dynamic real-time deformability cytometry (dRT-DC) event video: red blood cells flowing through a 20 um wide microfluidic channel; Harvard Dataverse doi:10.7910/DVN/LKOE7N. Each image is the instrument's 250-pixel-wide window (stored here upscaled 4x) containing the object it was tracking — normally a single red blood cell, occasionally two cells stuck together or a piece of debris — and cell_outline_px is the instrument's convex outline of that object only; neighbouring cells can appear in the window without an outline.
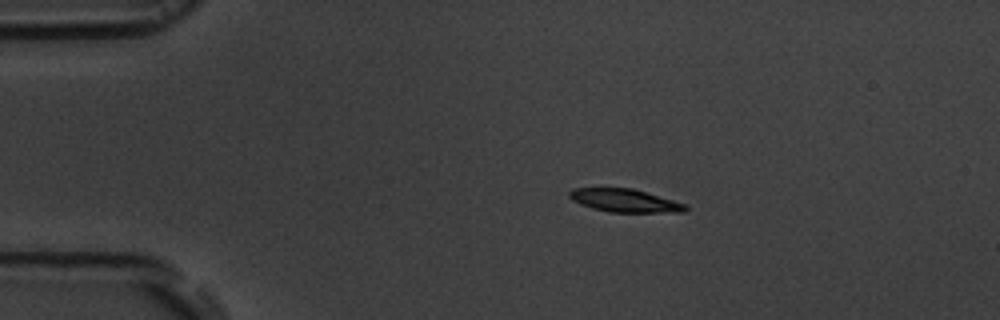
{"species": "common noctule bat (a hibernating species)", "species_latin": "Nyctalus noctula", "temperature_condition": "room temperature", "stored_images_in_passage": 4, "camera_frame_rate_fps": 3000, "um_per_image_px": 0.085, "animal": {"sex": "male", "body_mass_g": 19.5, "forearm_length_mm": 54.6}, "frame": {"image": 1, "passage_image": 3, "time_ms": 2.333, "image_size_px": [1000, 320], "cell_outline_px": [[688, 208], [684, 212], [608, 212], [592, 208], [580, 204], [572, 200], [568, 196], [568, 192], [572, 188], [632, 188], [672, 200], [684, 204]], "centroid_in_image_um": [53.04, 17.05], "position_along_channel_um": 32.0, "area_um2": 15.49}}